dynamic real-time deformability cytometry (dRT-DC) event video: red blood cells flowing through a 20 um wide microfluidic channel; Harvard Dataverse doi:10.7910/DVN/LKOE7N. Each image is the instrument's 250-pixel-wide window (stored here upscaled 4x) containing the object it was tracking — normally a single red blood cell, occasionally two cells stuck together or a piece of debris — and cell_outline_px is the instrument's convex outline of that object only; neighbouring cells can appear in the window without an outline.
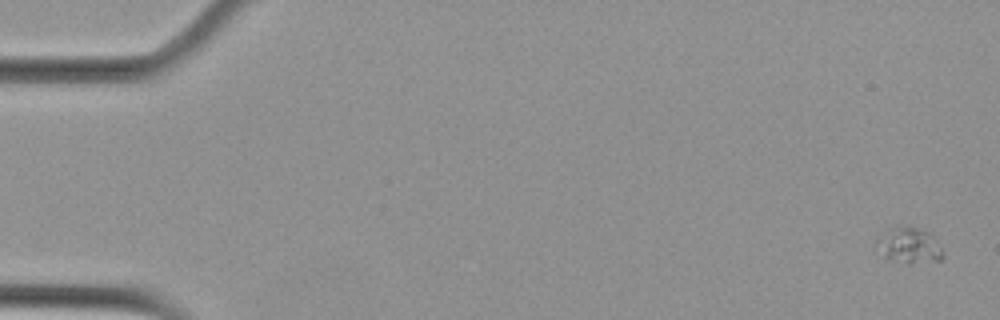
{"species": "Egyptian fruit bat (a non-hibernating species)", "species_latin": "Rousettus aegyptiacus", "temperature_condition": "cold", "stored_images_in_passage": 10, "camera_frame_rate_fps": 3000, "um_per_image_px": 0.085, "animal": {"sex": "female"}, "frame": {"image": 1, "passage_image": 1, "time_ms": 0.0, "image_size_px": [1000, 320], "cell_outline_px": [[944, 256], [940, 260], [892, 260], [884, 256], [876, 244], [876, 240], [888, 228], [896, 224], [916, 228], [928, 232], [932, 236], [944, 252]], "centroid_in_image_um": [77.25, 20.78], "position_along_channel_um": 7.8, "area_um2": 13.12}}